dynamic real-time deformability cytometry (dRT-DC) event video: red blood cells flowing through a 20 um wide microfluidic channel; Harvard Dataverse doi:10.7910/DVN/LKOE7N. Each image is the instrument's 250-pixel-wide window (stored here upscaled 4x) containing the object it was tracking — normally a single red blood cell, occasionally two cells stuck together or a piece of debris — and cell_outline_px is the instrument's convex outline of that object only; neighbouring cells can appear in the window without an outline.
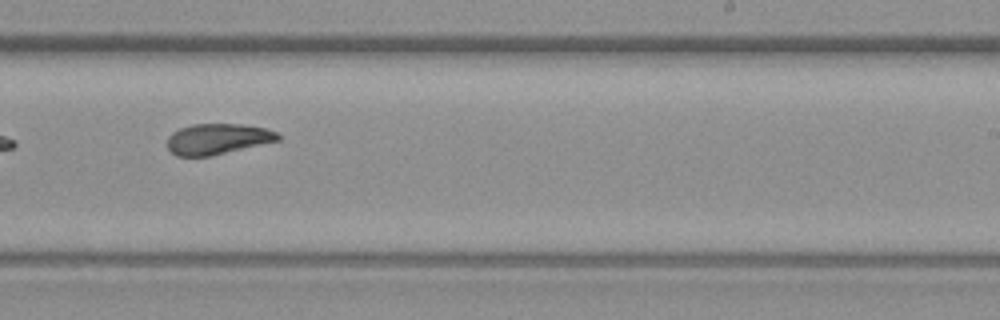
{"species": "common noctule bat (a hibernating species)", "species_latin": "Nyctalus noctula", "temperature_condition": "warm", "stored_images_in_passage": 18, "camera_frame_rate_fps": 3000, "um_per_image_px": 0.085, "animal": {"sex": "female", "body_mass_g": 19.3, "forearm_length_mm": 54.1}, "frame": {"image": 1, "passage_image": 12, "time_ms": 14.333, "image_size_px": [1000, 320], "cell_outline_px": [[280, 140], [212, 156], [176, 156], [168, 148], [168, 136], [172, 132], [180, 128], [192, 124], [244, 124], [268, 128], [276, 132], [280, 136]], "centroid_in_image_um": [18.51, 11.81], "position_along_channel_um": 270.5, "area_um2": 19.94}}
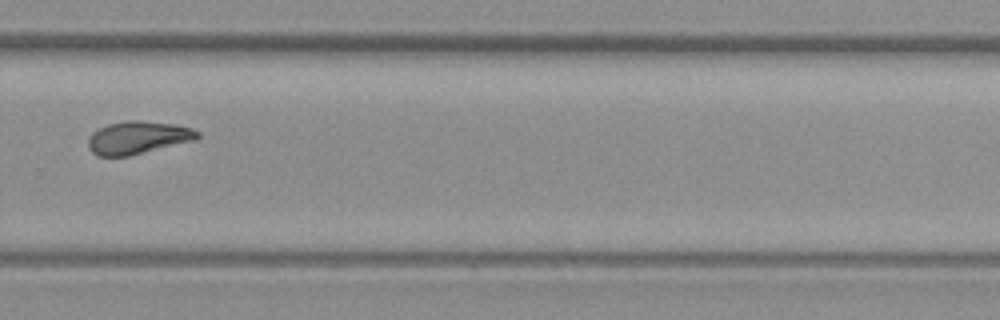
{"frame": {"image": 2, "passage_image": 13, "time_ms": 15.667, "image_size_px": [1000, 320], "cell_outline_px": [[200, 136], [196, 140], [128, 156], [96, 156], [88, 148], [88, 140], [92, 132], [108, 124], [128, 120], [140, 120], [176, 124], [192, 128], [200, 132]], "centroid_in_image_um": [11.74, 11.69], "position_along_channel_um": 318.1, "area_um2": 20.98}}
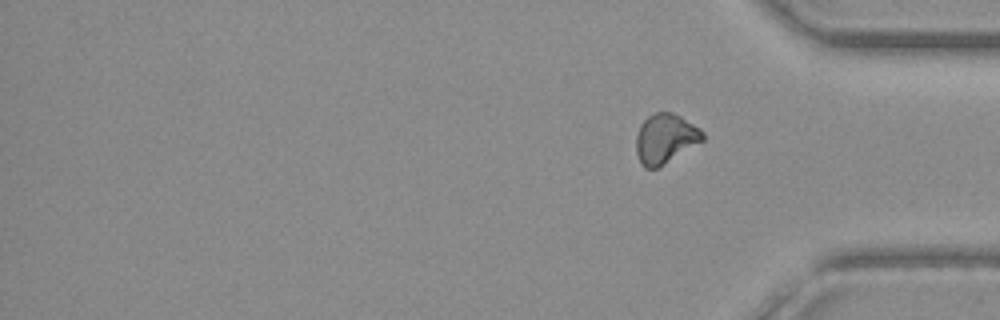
{"frame": {"image": 3, "passage_image": 18, "time_ms": 22.667, "image_size_px": [1000, 320], "cell_outline_px": [[704, 140], [656, 168], [644, 168], [640, 164], [636, 152], [636, 136], [640, 124], [648, 116], [656, 112], [672, 112], [680, 116], [700, 128], [704, 132]], "centroid_in_image_um": [56.53, 11.77], "position_along_channel_um": 378.7, "area_um2": 19.13}, "authors_computed_cell_mechanics": {"area_um2": 18.4093, "velocity_mm_per_s": 3.5844, "shape_relaxation_time_tau1_ms": null, "shape_relaxation_time_tau2_ms": 3.2977, "deformation_change_tau1": null, "deformation_change_tau2": 0.0752}}